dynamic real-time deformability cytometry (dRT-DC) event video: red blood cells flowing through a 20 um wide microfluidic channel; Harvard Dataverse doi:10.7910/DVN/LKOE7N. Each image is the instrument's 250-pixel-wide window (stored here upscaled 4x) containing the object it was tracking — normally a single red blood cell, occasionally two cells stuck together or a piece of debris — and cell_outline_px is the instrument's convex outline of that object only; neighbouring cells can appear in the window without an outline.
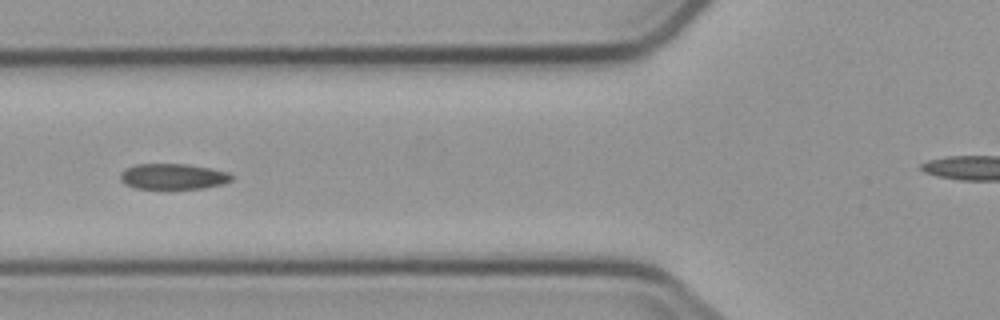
{"species": "common noctule bat (a hibernating species)", "species_latin": "Nyctalus noctula", "temperature_condition": "cold", "stored_images_in_passage": 4, "segment_of_instrument_passage": [1, 2], "camera_frame_rate_fps": 3000, "um_per_image_px": 0.085, "animal": {"sex": "male", "body_mass_g": 23.1, "forearm_length_mm": 52.7}, "frame": {"image": 1, "passage_image": 2, "time_ms": 1.333, "image_size_px": [1000, 320], "cell_outline_px": [[236, 176], [232, 180], [224, 184], [204, 188], [136, 188], [120, 180], [120, 172], [136, 164], [188, 164], [212, 168], [228, 172]], "centroid_in_image_um": [14.79, 14.99], "position_along_channel_um": 111.0, "area_um2": 16.65}}
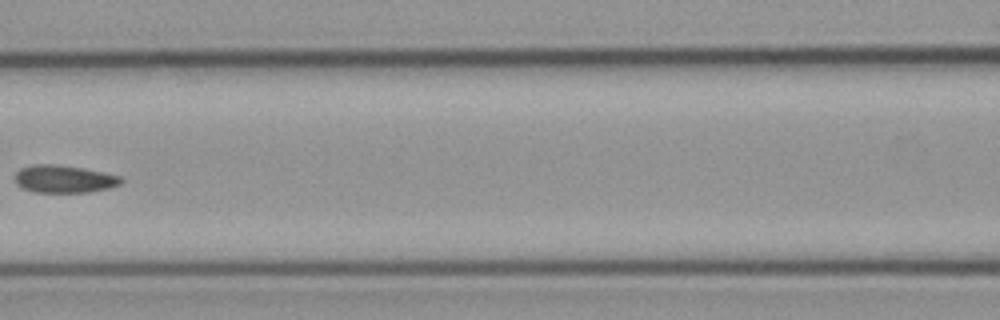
{"frame": {"image": 2, "passage_image": 3, "time_ms": 2.667, "image_size_px": [1000, 320], "cell_outline_px": [[124, 180], [120, 184], [108, 188], [88, 192], [36, 192], [24, 188], [16, 184], [16, 172], [20, 168], [32, 164], [56, 164], [84, 168], [104, 172], [120, 176]], "centroid_in_image_um": [5.45, 15.2], "position_along_channel_um": 161.1, "area_um2": 17.05}}